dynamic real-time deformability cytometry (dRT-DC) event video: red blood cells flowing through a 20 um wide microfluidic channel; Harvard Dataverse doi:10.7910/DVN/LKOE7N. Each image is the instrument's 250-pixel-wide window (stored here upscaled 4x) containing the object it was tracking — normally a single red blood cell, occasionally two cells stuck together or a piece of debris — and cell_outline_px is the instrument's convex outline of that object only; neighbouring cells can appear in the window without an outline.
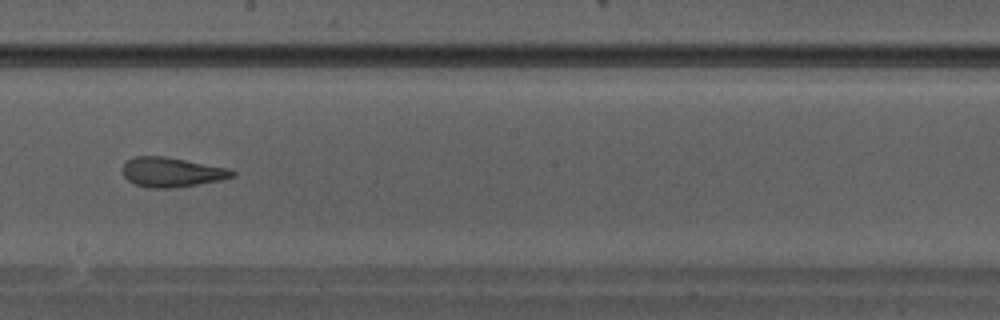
{"species": "Egyptian fruit bat (a non-hibernating species)", "species_latin": "Rousettus aegyptiacus", "temperature_condition": "warm", "stored_images_in_passage": 34, "camera_frame_rate_fps": 3000, "um_per_image_px": 0.085, "animal": {"sex": "male"}, "frame": {"image": 1, "passage_image": 20, "time_ms": 6.333, "image_size_px": [1000, 320], "cell_outline_px": [[236, 172], [232, 176], [216, 180], [196, 184], [172, 188], [152, 188], [136, 184], [128, 180], [124, 176], [124, 164], [132, 156], [164, 156], [228, 168]], "centroid_in_image_um": [14.55, 14.62], "position_along_channel_um": 233.6, "area_um2": 18.44}}